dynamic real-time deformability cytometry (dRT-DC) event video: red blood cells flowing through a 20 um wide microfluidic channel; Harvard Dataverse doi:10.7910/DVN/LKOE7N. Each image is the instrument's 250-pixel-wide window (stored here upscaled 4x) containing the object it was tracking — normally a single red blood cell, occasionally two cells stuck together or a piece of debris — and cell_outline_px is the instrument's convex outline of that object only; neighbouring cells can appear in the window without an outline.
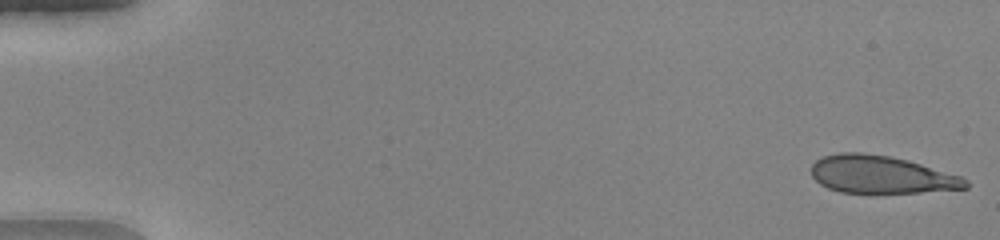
{"species": "human", "species_latin": "Homo sapiens", "temperature_condition": "warm", "stored_images_in_passage": 49, "camera_frame_rate_fps": 3000, "um_per_image_px": 0.085, "donor": {"sex": "female"}, "frame": {"image": 1, "passage_image": 1, "time_ms": 0.0, "image_size_px": [1000, 240], "cell_outline_px": [[968, 188], [920, 192], [840, 192], [828, 188], [820, 184], [812, 176], [812, 164], [816, 160], [824, 156], [840, 152], [860, 152], [888, 156], [908, 160], [960, 176], [968, 180]], "centroid_in_image_um": [74.88, 14.83], "position_along_channel_um": 10.1, "area_um2": 33.52}}
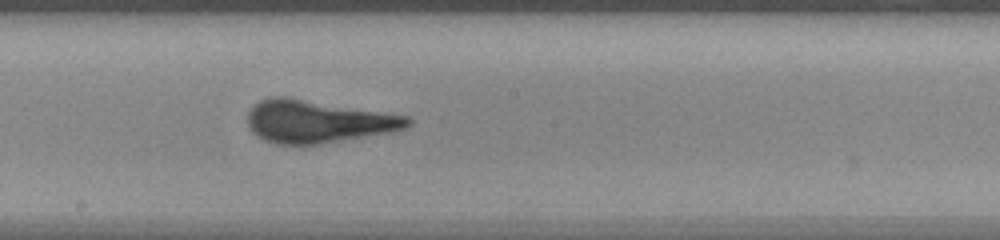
{"frame": {"image": 2, "passage_image": 28, "time_ms": 9.0, "image_size_px": [1000, 240], "cell_outline_px": [[412, 124], [396, 132], [320, 144], [276, 144], [264, 140], [256, 136], [252, 132], [248, 124], [248, 112], [260, 100], [268, 96], [288, 96], [388, 112], [408, 116], [412, 120]], "centroid_in_image_um": [27.05, 10.31], "position_along_channel_um": 221.1, "area_um2": 40.46}}
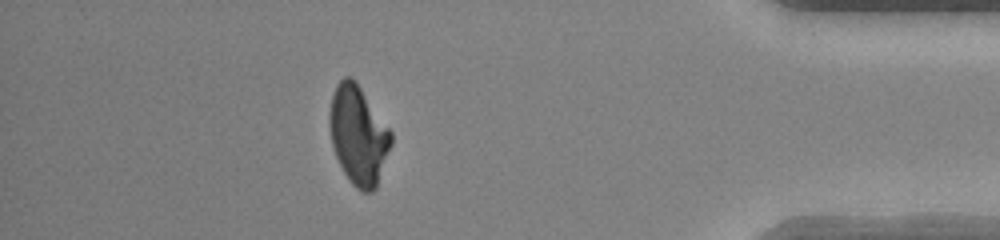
{"frame": {"image": 3, "passage_image": 44, "time_ms": 14.333, "image_size_px": [1000, 240], "cell_outline_px": [[392, 144], [376, 188], [372, 192], [360, 192], [348, 180], [336, 156], [332, 144], [328, 124], [328, 112], [332, 96], [336, 84], [344, 76], [352, 76], [356, 80], [392, 132]], "centroid_in_image_um": [30.45, 11.47], "position_along_channel_um": 404.8, "area_um2": 35.78}, "authors_computed_cell_mechanics": {"area_um2": 37.1654, "velocity_mm_per_s": 4.1641, "shape_relaxation_time_tau1_ms": 5.2288, "shape_relaxation_time_tau2_ms": null, "deformation_change_tau1": 0.1796, "deformation_change_tau2": null}}